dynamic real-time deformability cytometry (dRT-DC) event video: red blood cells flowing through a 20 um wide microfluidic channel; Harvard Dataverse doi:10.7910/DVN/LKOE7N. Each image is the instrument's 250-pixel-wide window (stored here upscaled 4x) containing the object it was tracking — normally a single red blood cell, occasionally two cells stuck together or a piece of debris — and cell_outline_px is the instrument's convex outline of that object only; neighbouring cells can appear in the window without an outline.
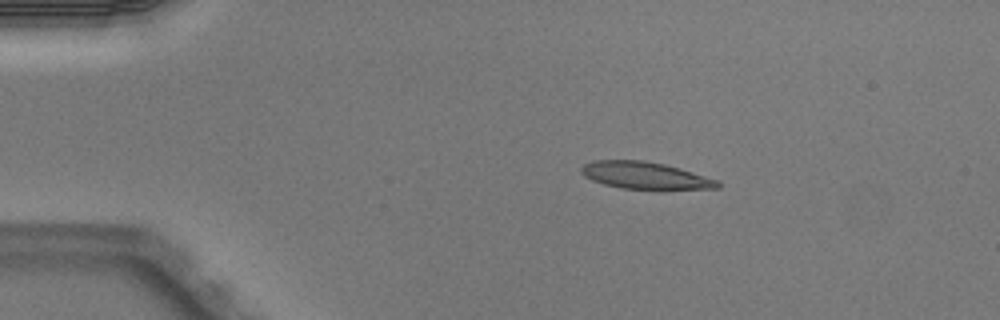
{"species": "Egyptian fruit bat (a non-hibernating species)", "species_latin": "Rousettus aegyptiacus", "temperature_condition": "warm", "stored_images_in_passage": 4, "camera_frame_rate_fps": 3000, "um_per_image_px": 0.085, "animal": {"sex": "male"}, "frame": {"image": 1, "passage_image": 2, "time_ms": 0.333, "image_size_px": [1000, 320], "cell_outline_px": [[720, 188], [620, 188], [604, 184], [592, 180], [584, 176], [580, 172], [580, 168], [584, 164], [592, 160], [644, 160], [664, 164], [680, 168], [720, 180]], "centroid_in_image_um": [54.8, 14.89], "position_along_channel_um": 30.2, "area_um2": 21.27}}
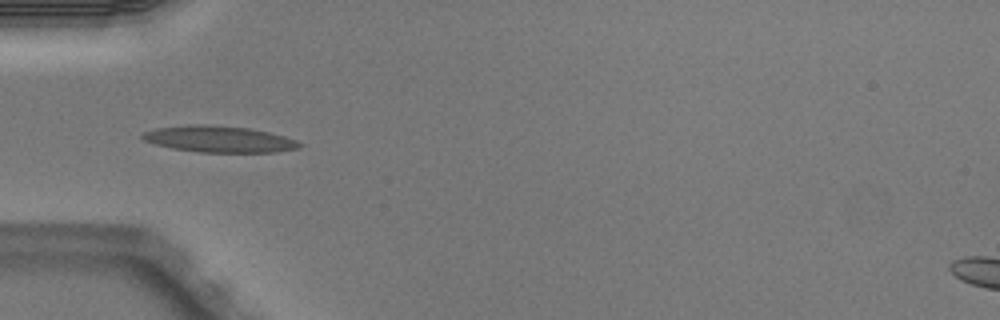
{"frame": {"image": 2, "passage_image": 4, "time_ms": 1.0, "image_size_px": [1000, 320], "cell_outline_px": [[304, 144], [300, 148], [276, 152], [200, 152], [172, 148], [156, 144], [144, 140], [140, 136], [144, 132], [156, 128], [188, 124], [212, 124], [248, 128], [268, 132], [284, 136], [296, 140]], "centroid_in_image_um": [18.64, 11.82], "position_along_channel_um": 66.4, "area_um2": 24.22}}